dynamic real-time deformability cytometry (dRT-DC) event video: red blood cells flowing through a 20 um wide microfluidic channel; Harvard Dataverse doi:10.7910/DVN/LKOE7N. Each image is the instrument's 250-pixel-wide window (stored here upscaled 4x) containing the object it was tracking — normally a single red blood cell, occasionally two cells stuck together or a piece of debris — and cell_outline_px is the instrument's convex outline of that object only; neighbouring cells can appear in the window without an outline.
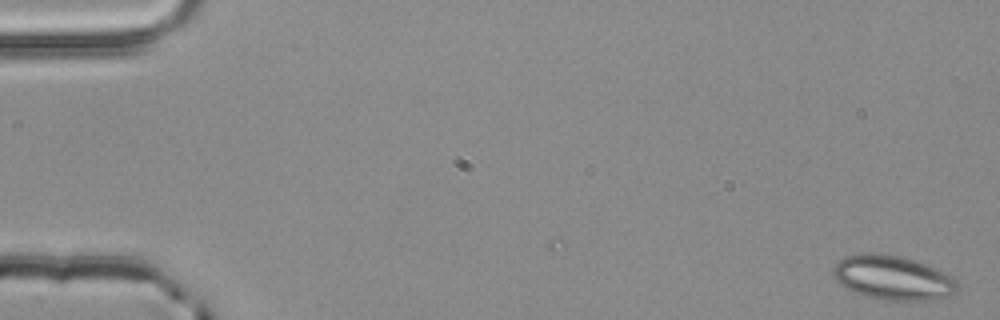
{"species": "common noctule bat (a hibernating species)", "species_latin": "Nyctalus noctula", "temperature_condition": "room temperature", "stored_images_in_passage": 5, "camera_frame_rate_fps": 3000, "um_per_image_px": 0.085, "animal": {"sex": "male", "body_mass_g": 20.4}, "frame": {"image": 1, "passage_image": 1, "time_ms": 0.0, "image_size_px": [1000, 320], "cell_outline_px": [[956, 292], [948, 296], [928, 300], [884, 300], [868, 296], [844, 288], [836, 280], [832, 272], [832, 268], [844, 256], [900, 256], [936, 268], [952, 276], [956, 280]], "centroid_in_image_um": [75.91, 23.65], "position_along_channel_um": 9.1, "area_um2": 30.98}}